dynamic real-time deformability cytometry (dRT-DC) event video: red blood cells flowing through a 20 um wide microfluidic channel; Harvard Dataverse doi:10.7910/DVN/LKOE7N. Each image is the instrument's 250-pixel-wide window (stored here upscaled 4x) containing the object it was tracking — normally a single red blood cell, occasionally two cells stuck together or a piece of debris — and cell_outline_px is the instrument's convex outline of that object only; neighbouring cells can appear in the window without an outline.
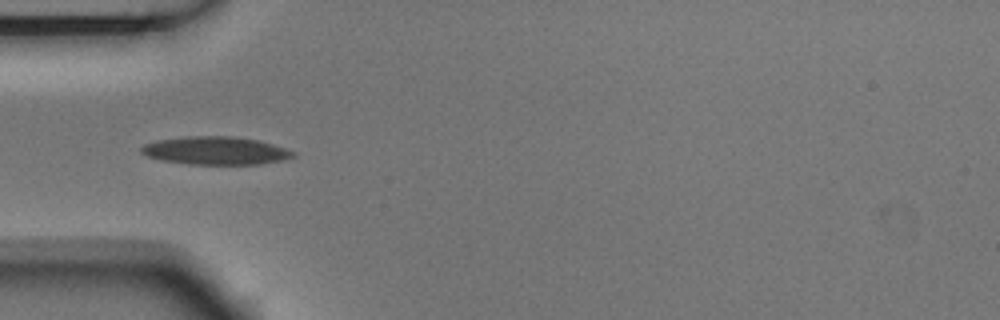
{"species": "Egyptian fruit bat (a non-hibernating species)", "species_latin": "Rousettus aegyptiacus", "temperature_condition": "room temperature", "stored_images_in_passage": 6, "camera_frame_rate_fps": 3000, "um_per_image_px": 0.085, "animal": {"sex": "male"}, "frame": {"image": 1, "passage_image": 4, "time_ms": 1.0, "image_size_px": [1000, 320], "cell_outline_px": [[296, 156], [280, 160], [260, 164], [188, 164], [164, 160], [148, 156], [140, 152], [140, 148], [144, 144], [156, 140], [184, 136], [232, 136], [256, 140], [272, 144], [296, 152]], "centroid_in_image_um": [18.3, 12.8], "position_along_channel_um": 66.7, "area_um2": 24.62}}
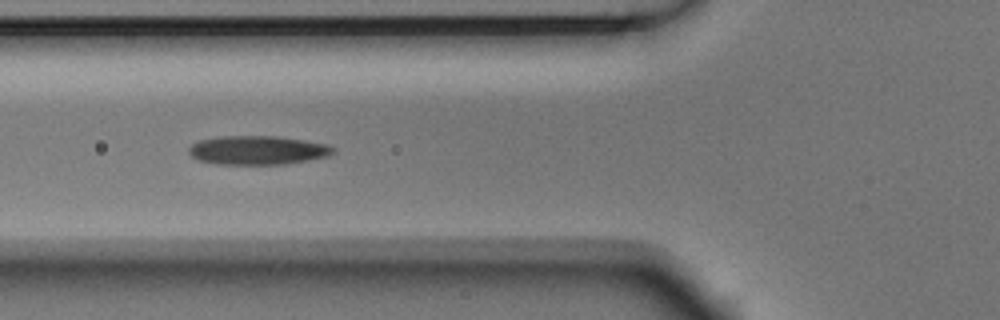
{"frame": {"image": 2, "passage_image": 5, "time_ms": 1.333, "image_size_px": [1000, 320], "cell_outline_px": [[336, 152], [328, 156], [284, 164], [216, 164], [200, 160], [192, 156], [188, 152], [188, 148], [192, 144], [200, 140], [220, 136], [276, 136], [304, 140], [328, 144], [336, 148]], "centroid_in_image_um": [21.92, 12.76], "position_along_channel_um": 103.9, "area_um2": 24.28}}
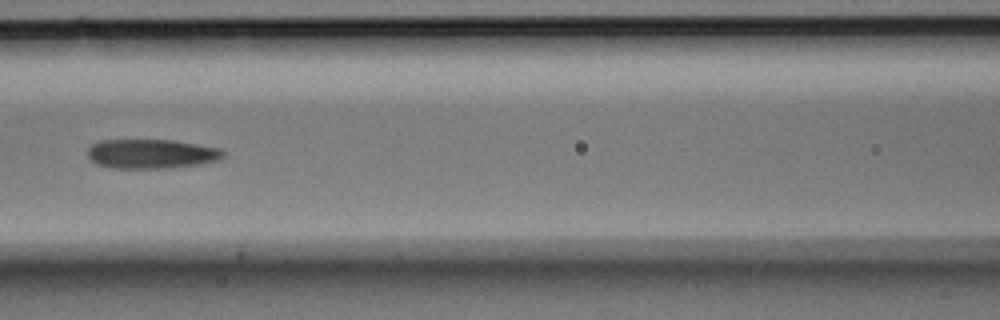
{"frame": {"image": 3, "passage_image": 6, "time_ms": 1.667, "image_size_px": [1000, 320], "cell_outline_px": [[224, 156], [216, 160], [200, 164], [164, 168], [116, 168], [96, 164], [88, 156], [88, 148], [92, 144], [100, 140], [172, 140], [220, 148], [224, 152]], "centroid_in_image_um": [12.85, 13.07], "position_along_channel_um": 153.8, "area_um2": 23.0}}